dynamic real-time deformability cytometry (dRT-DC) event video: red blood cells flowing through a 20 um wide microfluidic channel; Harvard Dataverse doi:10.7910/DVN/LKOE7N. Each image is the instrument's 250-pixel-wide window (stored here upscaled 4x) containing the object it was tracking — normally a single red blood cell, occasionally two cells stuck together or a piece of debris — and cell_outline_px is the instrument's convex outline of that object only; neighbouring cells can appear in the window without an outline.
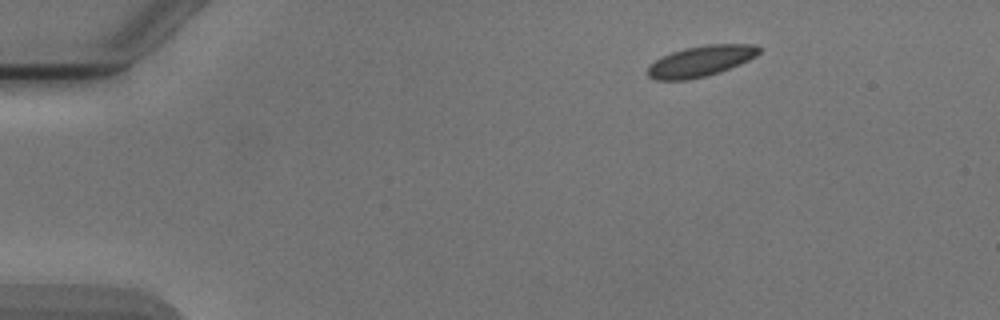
{"species": "Egyptian fruit bat (a non-hibernating species)", "species_latin": "Rousettus aegyptiacus", "temperature_condition": "cold", "stored_images_in_passage": 3, "camera_frame_rate_fps": 3000, "um_per_image_px": 0.085, "animal": {"sex": "male"}, "frame": {"image": 1, "passage_image": 1, "time_ms": 0.0, "image_size_px": [1000, 320], "cell_outline_px": [[760, 52], [756, 56], [740, 64], [720, 72], [704, 76], [684, 80], [656, 80], [648, 76], [648, 64], [672, 52], [684, 48], [708, 44], [756, 44], [760, 48]], "centroid_in_image_um": [59.57, 5.19], "position_along_channel_um": 25.4, "area_um2": 19.88}}